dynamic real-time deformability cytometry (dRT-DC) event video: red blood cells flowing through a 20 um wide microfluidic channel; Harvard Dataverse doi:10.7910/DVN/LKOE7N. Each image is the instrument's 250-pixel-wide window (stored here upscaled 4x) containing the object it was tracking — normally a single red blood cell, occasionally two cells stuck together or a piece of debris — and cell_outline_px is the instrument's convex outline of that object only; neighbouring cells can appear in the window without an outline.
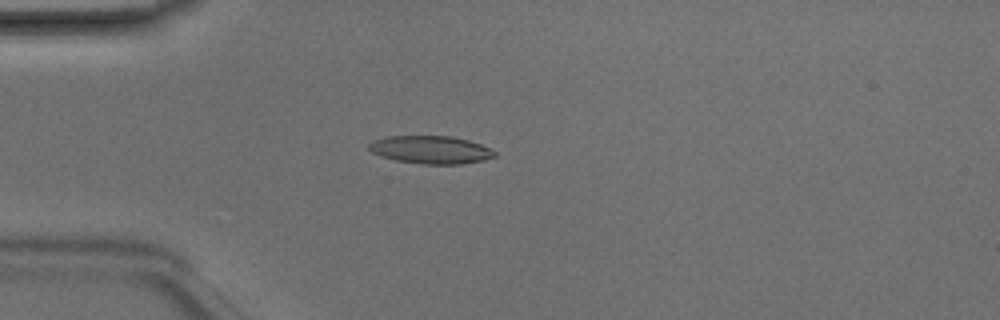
{"species": "Egyptian fruit bat (a non-hibernating species)", "species_latin": "Rousettus aegyptiacus", "temperature_condition": "room temperature", "stored_images_in_passage": 25, "camera_frame_rate_fps": 3000, "um_per_image_px": 0.085, "animal": {"sex": "male"}, "frame": {"image": 1, "passage_image": 9, "time_ms": 2.667, "image_size_px": [1000, 320], "cell_outline_px": [[496, 156], [484, 160], [464, 164], [420, 164], [396, 160], [380, 156], [372, 152], [368, 148], [368, 144], [372, 140], [388, 136], [452, 136], [468, 140], [480, 144], [496, 152]], "centroid_in_image_um": [36.6, 12.73], "position_along_channel_um": 48.4, "area_um2": 20.52}}
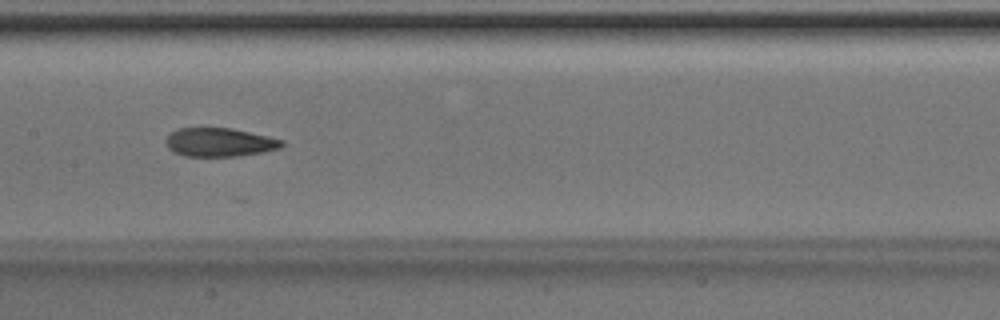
{"frame": {"image": 2, "passage_image": 20, "time_ms": 6.333, "image_size_px": [1000, 320], "cell_outline_px": [[284, 144], [280, 148], [264, 152], [236, 156], [184, 156], [172, 152], [168, 148], [164, 140], [172, 132], [180, 128], [232, 128], [268, 136], [284, 140]], "centroid_in_image_um": [18.66, 12.1], "position_along_channel_um": 188.7, "area_um2": 19.42}}
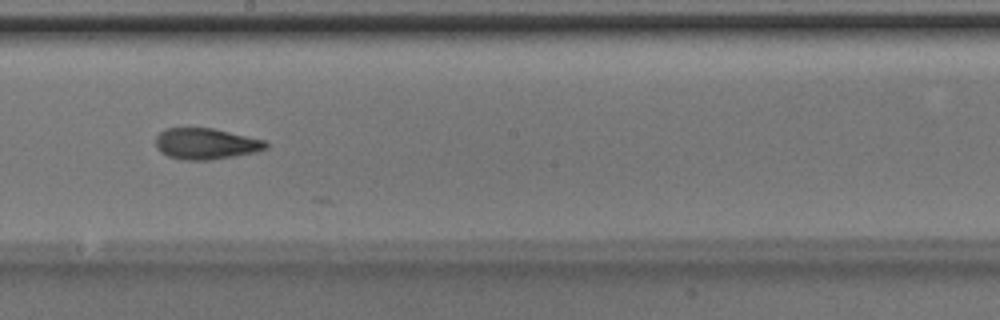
{"frame": {"image": 3, "passage_image": 23, "time_ms": 7.333, "image_size_px": [1000, 320], "cell_outline_px": [[268, 148], [256, 152], [208, 160], [184, 160], [168, 156], [160, 152], [156, 148], [156, 136], [164, 128], [212, 128], [264, 140], [268, 144]], "centroid_in_image_um": [17.47, 12.22], "position_along_channel_um": 230.7, "area_um2": 19.88}}